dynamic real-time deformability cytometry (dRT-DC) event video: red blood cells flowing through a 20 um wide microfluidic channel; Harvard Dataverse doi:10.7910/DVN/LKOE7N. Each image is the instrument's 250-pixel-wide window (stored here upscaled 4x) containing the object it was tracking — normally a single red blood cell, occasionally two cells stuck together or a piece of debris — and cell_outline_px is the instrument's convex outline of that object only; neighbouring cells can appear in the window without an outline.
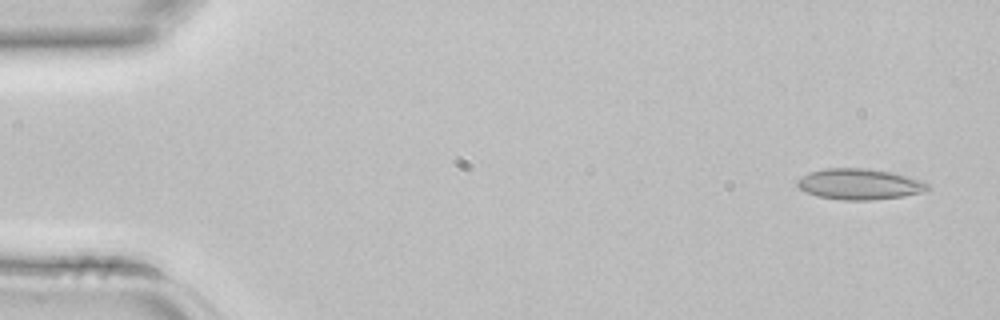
{"species": "common noctule bat (a hibernating species)", "species_latin": "Nyctalus noctula", "temperature_condition": "room temperature", "stored_images_in_passage": 4, "segment_of_instrument_passage": [1, 2], "camera_frame_rate_fps": 3000, "um_per_image_px": 0.085, "animal": {"sex": "female", "body_mass_g": 22.7, "forearm_length_mm": 54.2}, "frame": {"image": 1, "passage_image": 1, "time_ms": 0.0, "image_size_px": [1000, 320], "cell_outline_px": [[928, 188], [920, 192], [904, 196], [872, 200], [844, 200], [816, 196], [804, 192], [796, 184], [796, 180], [812, 172], [824, 168], [864, 168], [892, 172], [908, 176], [920, 180], [928, 184]], "centroid_in_image_um": [73.02, 15.65], "position_along_channel_um": 12.0, "area_um2": 23.29}}
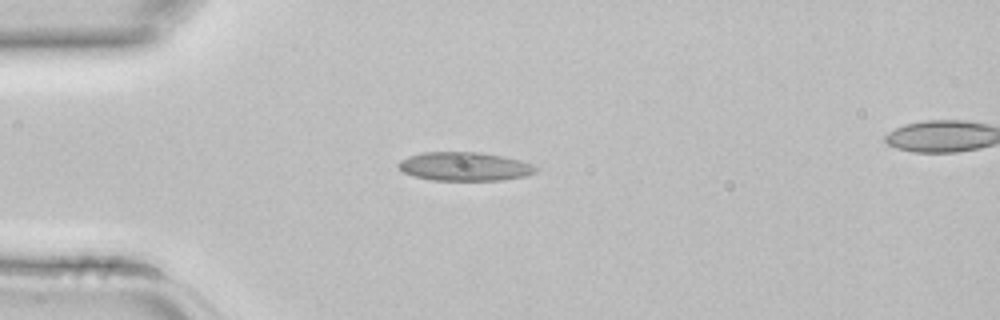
{"frame": {"image": 2, "passage_image": 3, "time_ms": 0.667, "image_size_px": [1000, 320], "cell_outline_px": [[536, 172], [524, 176], [500, 180], [432, 180], [416, 176], [404, 172], [396, 164], [400, 160], [408, 156], [424, 152], [480, 152], [504, 156], [520, 160], [532, 164], [536, 168]], "centroid_in_image_um": [39.48, 14.14], "position_along_channel_um": 45.5, "area_um2": 22.83}}